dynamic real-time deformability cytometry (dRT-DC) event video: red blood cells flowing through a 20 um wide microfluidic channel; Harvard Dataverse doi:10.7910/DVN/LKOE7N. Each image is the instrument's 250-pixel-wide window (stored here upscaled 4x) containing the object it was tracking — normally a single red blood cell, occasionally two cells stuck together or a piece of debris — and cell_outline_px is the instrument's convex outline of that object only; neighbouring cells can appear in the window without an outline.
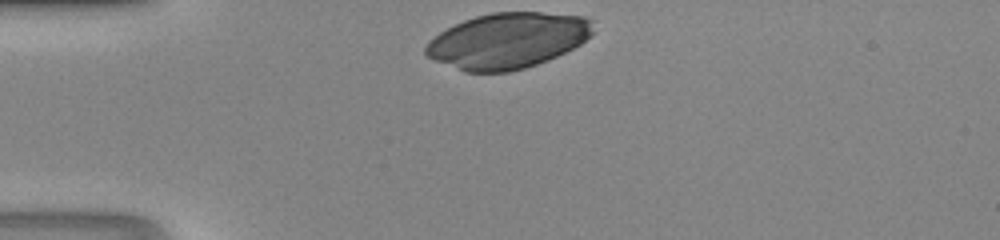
{"species": "human", "species_latin": "Homo sapiens", "temperature_condition": "room temperature", "stored_images_in_passage": 26, "camera_frame_rate_fps": 3000, "um_per_image_px": 0.085, "donor": {"sex": "male"}, "frame": {"image": 1, "passage_image": 1, "time_ms": 0.0, "image_size_px": [1000, 240], "cell_outline_px": [[592, 32], [580, 44], [548, 60], [524, 68], [508, 72], [464, 72], [436, 60], [428, 56], [424, 52], [424, 48], [428, 40], [440, 32], [464, 20], [476, 16], [492, 12], [540, 12], [584, 16], [592, 20]], "centroid_in_image_um": [43.13, 3.45], "position_along_channel_um": 41.9, "area_um2": 53.93}}